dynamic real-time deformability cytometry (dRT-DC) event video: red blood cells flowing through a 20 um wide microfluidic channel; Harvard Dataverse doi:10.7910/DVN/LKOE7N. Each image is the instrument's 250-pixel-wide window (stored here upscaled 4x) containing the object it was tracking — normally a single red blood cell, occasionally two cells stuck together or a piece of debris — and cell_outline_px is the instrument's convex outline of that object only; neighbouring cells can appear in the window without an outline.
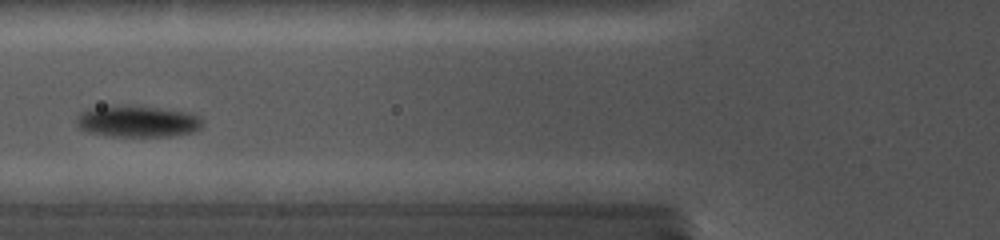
{"species": "common noctule bat (a hibernating species)", "species_latin": "Nyctalus noctula", "temperature_condition": "cold", "stored_images_in_passage": 9, "camera_frame_rate_fps": 5000, "um_per_image_px": 0.085, "animal": {"sex": "female", "body_mass_g": 19.0, "forearm_length_mm": 56.7}, "frame": {"image": 1, "passage_image": 4, "time_ms": 2.2, "image_size_px": [1000, 240], "cell_outline_px": [[204, 124], [200, 128], [192, 132], [172, 136], [108, 136], [84, 132], [76, 124], [76, 116], [80, 112], [88, 108], [152, 108], [188, 112], [200, 116], [204, 120]], "centroid_in_image_um": [11.7, 10.37], "position_along_channel_um": 114.1, "area_um2": 22.54}}
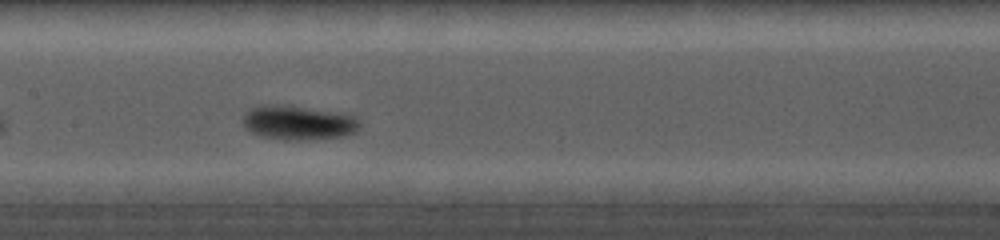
{"frame": {"image": 2, "passage_image": 7, "time_ms": 4.0, "image_size_px": [1000, 240], "cell_outline_px": [[360, 124], [356, 132], [344, 136], [308, 140], [284, 140], [260, 136], [244, 128], [244, 112], [248, 108], [260, 104], [352, 112], [360, 120]], "centroid_in_image_um": [25.41, 10.43], "position_along_channel_um": 182.0, "area_um2": 23.81}}